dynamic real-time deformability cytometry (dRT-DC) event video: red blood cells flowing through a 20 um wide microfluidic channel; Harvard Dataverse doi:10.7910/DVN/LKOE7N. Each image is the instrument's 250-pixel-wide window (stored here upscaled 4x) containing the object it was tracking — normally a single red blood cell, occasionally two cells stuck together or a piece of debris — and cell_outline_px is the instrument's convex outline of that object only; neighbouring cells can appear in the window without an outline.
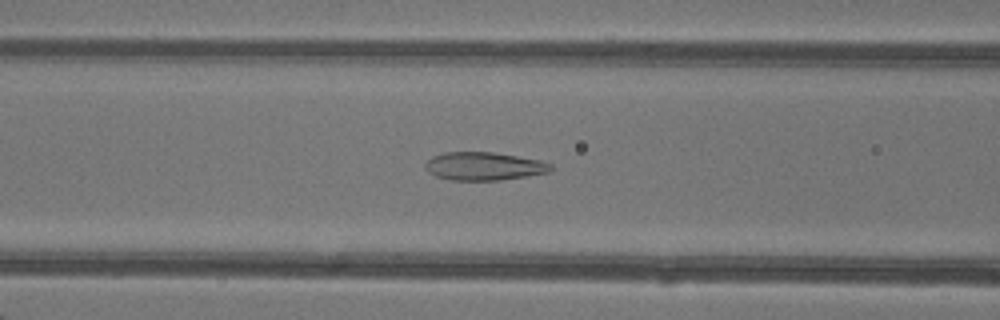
{"species": "common noctule bat (a hibernating species)", "species_latin": "Nyctalus noctula", "temperature_condition": "warm", "stored_images_in_passage": 48, "camera_frame_rate_fps": 3000, "um_per_image_px": 0.085, "animal": {"sex": "female"}, "frame": {"image": 1, "passage_image": 20, "time_ms": 6.333, "image_size_px": [1000, 320], "cell_outline_px": [[552, 168], [548, 172], [528, 176], [500, 180], [452, 180], [436, 176], [428, 172], [424, 168], [424, 164], [432, 156], [444, 152], [492, 152], [540, 160], [552, 164]], "centroid_in_image_um": [41.11, 14.13], "position_along_channel_um": 125.5, "area_um2": 20.58}}
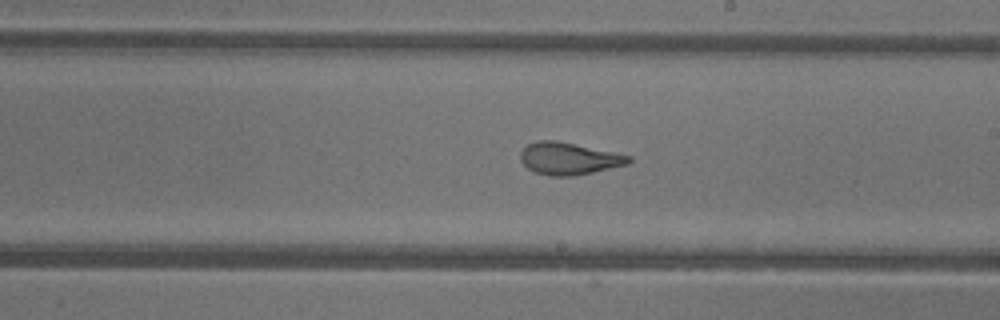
{"frame": {"image": 2, "passage_image": 28, "time_ms": 9.0, "image_size_px": [1000, 320], "cell_outline_px": [[632, 160], [628, 164], [592, 172], [572, 176], [548, 176], [536, 172], [528, 168], [520, 160], [520, 152], [528, 144], [536, 140], [556, 140], [632, 156]], "centroid_in_image_um": [48.33, 13.47], "position_along_channel_um": 240.7, "area_um2": 20.17}}
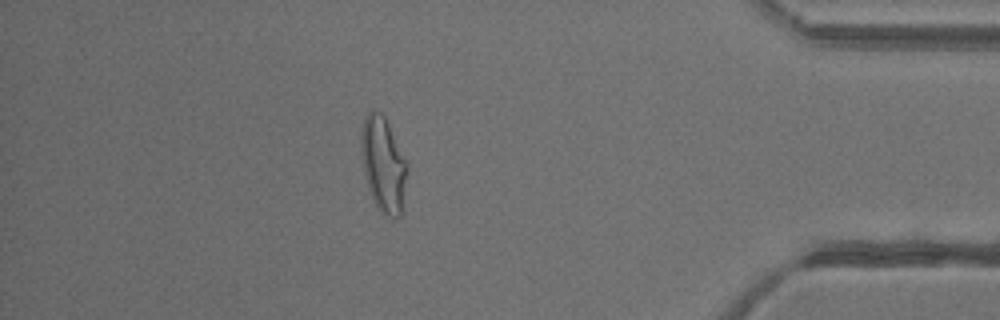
{"frame": {"image": 3, "passage_image": 42, "time_ms": 13.667, "image_size_px": [1000, 320], "cell_outline_px": [[408, 168], [400, 216], [396, 220], [384, 216], [372, 200], [368, 188], [364, 172], [360, 144], [360, 132], [364, 120], [368, 112], [380, 112], [384, 116], [408, 164]], "centroid_in_image_um": [32.57, 14.03], "position_along_channel_um": 402.6, "area_um2": 25.43}, "authors_computed_cell_mechanics": {"area_um2": 23.8425, "velocity_mm_per_s": 4.3224, "shape_relaxation_time_tau1_ms": null, "shape_relaxation_time_tau2_ms": 0.9048, "deformation_change_tau1": null, "deformation_change_tau2": 0.0828}}